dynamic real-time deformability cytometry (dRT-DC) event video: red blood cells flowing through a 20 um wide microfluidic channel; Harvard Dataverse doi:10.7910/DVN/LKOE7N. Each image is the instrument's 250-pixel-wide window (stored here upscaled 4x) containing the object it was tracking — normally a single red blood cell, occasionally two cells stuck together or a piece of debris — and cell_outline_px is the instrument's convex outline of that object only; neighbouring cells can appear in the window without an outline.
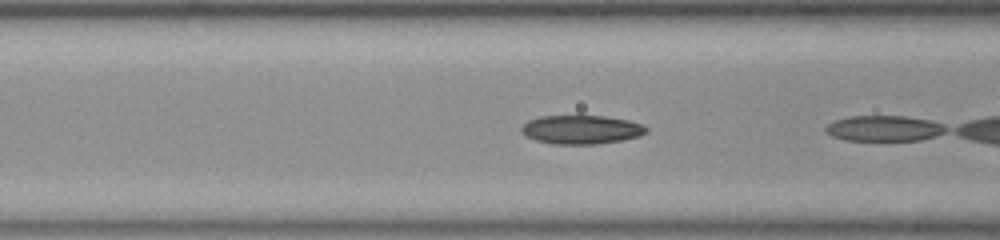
{"species": "common noctule bat (a hibernating species)", "species_latin": "Nyctalus noctula", "temperature_condition": "room temperature", "stored_images_in_passage": 6, "camera_frame_rate_fps": 3000, "um_per_image_px": 0.085, "animal": {"sex": "female", "body_mass_g": 23.0, "forearm_length_mm": 53.4}, "frame": {"image": 1, "passage_image": 4, "time_ms": 1.0, "image_size_px": [1000, 240], "cell_outline_px": [[648, 132], [640, 136], [624, 140], [596, 144], [552, 144], [536, 140], [524, 136], [520, 132], [520, 128], [528, 120], [540, 116], [604, 116], [628, 120], [640, 124], [648, 128]], "centroid_in_image_um": [49.39, 11.02], "position_along_channel_um": 117.2, "area_um2": 21.1}}